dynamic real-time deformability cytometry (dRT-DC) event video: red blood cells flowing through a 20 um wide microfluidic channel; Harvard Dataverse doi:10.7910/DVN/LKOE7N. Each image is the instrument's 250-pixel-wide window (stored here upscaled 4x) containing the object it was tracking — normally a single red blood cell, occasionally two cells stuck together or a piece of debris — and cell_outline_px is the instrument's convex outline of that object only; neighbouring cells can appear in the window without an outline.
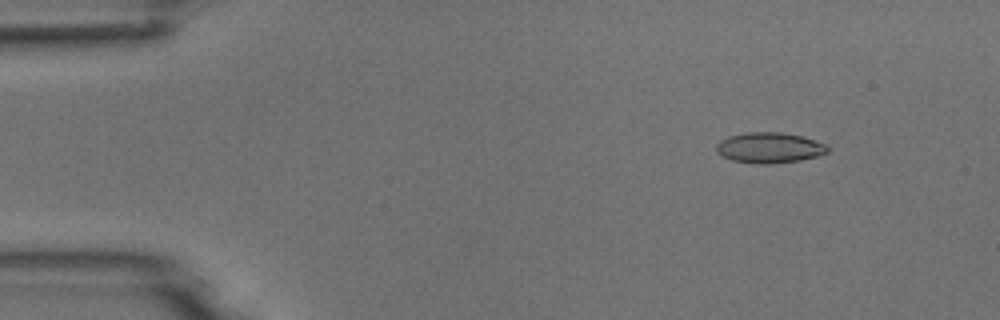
{"species": "common noctule bat (a hibernating species)", "species_latin": "Nyctalus noctula", "temperature_condition": "room temperature", "stored_images_in_passage": 6, "camera_frame_rate_fps": 3000, "um_per_image_px": 0.085, "animal": {"sex": "male", "body_mass_g": 18.8}, "frame": {"image": 1, "passage_image": 2, "time_ms": 1.333, "image_size_px": [1000, 320], "cell_outline_px": [[828, 152], [820, 156], [800, 160], [768, 164], [756, 164], [732, 160], [716, 152], [716, 144], [720, 140], [728, 136], [744, 132], [780, 132], [800, 136], [828, 144]], "centroid_in_image_um": [65.4, 12.55], "position_along_channel_um": 19.6, "area_um2": 19.94}}
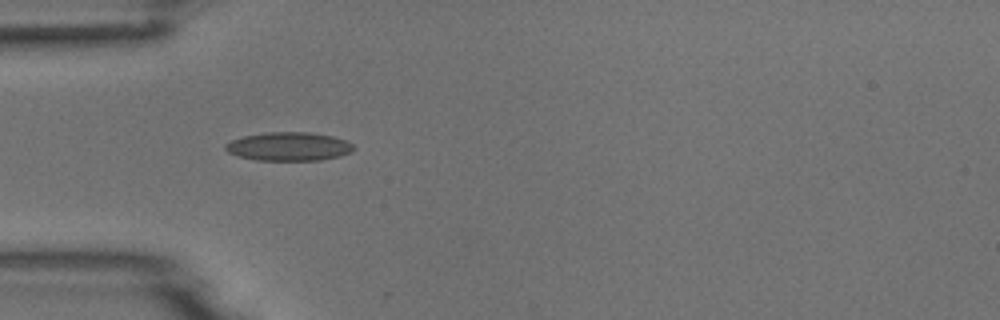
{"frame": {"image": 2, "passage_image": 5, "time_ms": 4.667, "image_size_px": [1000, 320], "cell_outline_px": [[356, 148], [352, 152], [340, 156], [320, 160], [256, 160], [236, 156], [228, 152], [224, 148], [224, 144], [232, 140], [244, 136], [264, 132], [308, 132], [332, 136], [348, 140]], "centroid_in_image_um": [24.56, 12.45], "position_along_channel_um": 60.4, "area_um2": 21.56}}
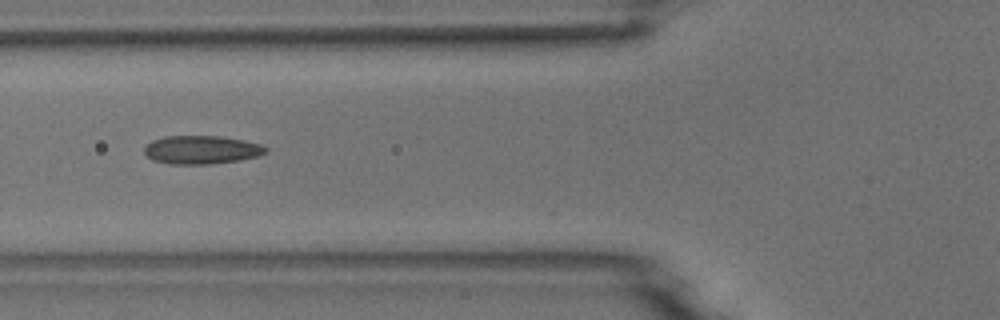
{"frame": {"image": 3, "passage_image": 6, "time_ms": 6.0, "image_size_px": [1000, 320], "cell_outline_px": [[268, 152], [260, 156], [240, 160], [208, 164], [168, 164], [152, 160], [144, 152], [144, 148], [152, 140], [164, 136], [220, 136], [244, 140], [260, 144], [268, 148]], "centroid_in_image_um": [17.15, 12.73], "position_along_channel_um": 108.7, "area_um2": 20.23}}